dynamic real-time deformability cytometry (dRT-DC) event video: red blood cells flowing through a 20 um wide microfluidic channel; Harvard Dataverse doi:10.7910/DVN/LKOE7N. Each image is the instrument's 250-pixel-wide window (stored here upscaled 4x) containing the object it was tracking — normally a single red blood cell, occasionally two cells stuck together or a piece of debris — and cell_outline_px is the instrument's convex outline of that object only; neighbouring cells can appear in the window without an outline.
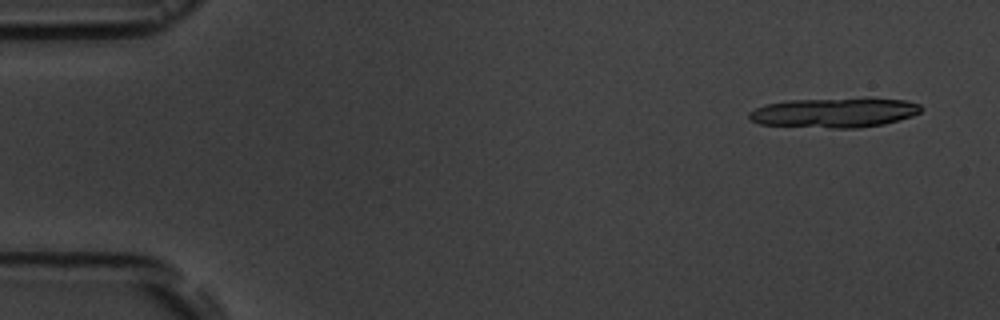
{"species": "common noctule bat (a hibernating species)", "species_latin": "Nyctalus noctula", "temperature_condition": "room temperature", "stored_images_in_passage": 4, "camera_frame_rate_fps": 3000, "um_per_image_px": 0.085, "animal": {"sex": "male", "body_mass_g": 19.5, "forearm_length_mm": 54.6}, "frame": {"image": 1, "passage_image": 1, "time_ms": 0.0, "image_size_px": [1000, 320], "cell_outline_px": [[924, 108], [920, 112], [912, 116], [884, 124], [856, 128], [832, 128], [760, 124], [748, 120], [748, 112], [764, 104], [788, 100], [868, 96], [904, 100], [920, 104]], "centroid_in_image_um": [70.95, 9.54], "position_along_channel_um": 14.0, "area_um2": 30.69}}